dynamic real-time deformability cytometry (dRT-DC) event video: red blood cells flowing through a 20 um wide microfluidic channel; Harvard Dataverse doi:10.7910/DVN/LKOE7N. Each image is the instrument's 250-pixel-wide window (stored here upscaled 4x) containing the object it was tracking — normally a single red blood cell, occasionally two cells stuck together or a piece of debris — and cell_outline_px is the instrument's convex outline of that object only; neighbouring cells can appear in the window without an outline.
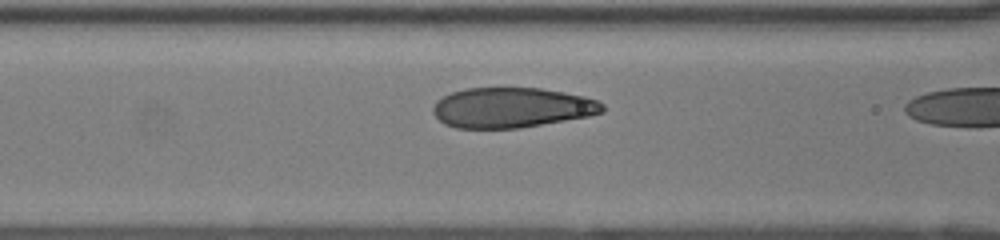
{"species": "human", "species_latin": "Homo sapiens", "temperature_condition": "room temperature", "stored_images_in_passage": 11, "camera_frame_rate_fps": 3000, "um_per_image_px": 0.085, "donor": {"sex": "female"}, "frame": {"image": 1, "passage_image": 10, "time_ms": 3.0, "image_size_px": [1000, 240], "cell_outline_px": [[604, 112], [588, 116], [520, 128], [456, 128], [444, 124], [432, 112], [432, 108], [436, 100], [452, 92], [464, 88], [540, 88], [564, 92], [584, 96], [596, 100], [604, 104]], "centroid_in_image_um": [43.48, 9.15], "position_along_channel_um": 123.1, "area_um2": 39.65}}